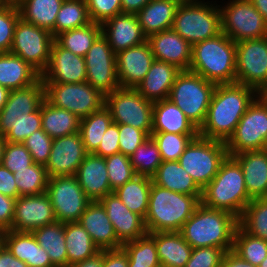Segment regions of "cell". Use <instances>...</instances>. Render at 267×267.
<instances>
[{"label":"cell","instance_id":"cell-1","mask_svg":"<svg viewBox=\"0 0 267 267\" xmlns=\"http://www.w3.org/2000/svg\"><path fill=\"white\" fill-rule=\"evenodd\" d=\"M259 95L255 88L239 83L216 85L199 135L226 143Z\"/></svg>","mask_w":267,"mask_h":267},{"label":"cell","instance_id":"cell-2","mask_svg":"<svg viewBox=\"0 0 267 267\" xmlns=\"http://www.w3.org/2000/svg\"><path fill=\"white\" fill-rule=\"evenodd\" d=\"M237 225L238 218L232 213L208 208L200 203L184 223L180 233L193 249L217 247L228 251L233 249Z\"/></svg>","mask_w":267,"mask_h":267},{"label":"cell","instance_id":"cell-3","mask_svg":"<svg viewBox=\"0 0 267 267\" xmlns=\"http://www.w3.org/2000/svg\"><path fill=\"white\" fill-rule=\"evenodd\" d=\"M189 70L216 85L236 83V43L223 32L195 43Z\"/></svg>","mask_w":267,"mask_h":267},{"label":"cell","instance_id":"cell-4","mask_svg":"<svg viewBox=\"0 0 267 267\" xmlns=\"http://www.w3.org/2000/svg\"><path fill=\"white\" fill-rule=\"evenodd\" d=\"M202 195H186L152 182L149 206L144 219L148 233L180 232L201 203Z\"/></svg>","mask_w":267,"mask_h":267},{"label":"cell","instance_id":"cell-5","mask_svg":"<svg viewBox=\"0 0 267 267\" xmlns=\"http://www.w3.org/2000/svg\"><path fill=\"white\" fill-rule=\"evenodd\" d=\"M251 200L241 166L228 156L216 176L202 190L201 203L208 208L228 211L239 218Z\"/></svg>","mask_w":267,"mask_h":267},{"label":"cell","instance_id":"cell-6","mask_svg":"<svg viewBox=\"0 0 267 267\" xmlns=\"http://www.w3.org/2000/svg\"><path fill=\"white\" fill-rule=\"evenodd\" d=\"M179 4L172 29L191 46L222 32L221 9L216 1Z\"/></svg>","mask_w":267,"mask_h":267},{"label":"cell","instance_id":"cell-7","mask_svg":"<svg viewBox=\"0 0 267 267\" xmlns=\"http://www.w3.org/2000/svg\"><path fill=\"white\" fill-rule=\"evenodd\" d=\"M216 84L190 70H182L170 90L168 99L200 129L205 122Z\"/></svg>","mask_w":267,"mask_h":267},{"label":"cell","instance_id":"cell-8","mask_svg":"<svg viewBox=\"0 0 267 267\" xmlns=\"http://www.w3.org/2000/svg\"><path fill=\"white\" fill-rule=\"evenodd\" d=\"M228 156L225 142L198 135L185 148L178 161L203 190Z\"/></svg>","mask_w":267,"mask_h":267},{"label":"cell","instance_id":"cell-9","mask_svg":"<svg viewBox=\"0 0 267 267\" xmlns=\"http://www.w3.org/2000/svg\"><path fill=\"white\" fill-rule=\"evenodd\" d=\"M113 122L143 130L149 137L153 128V102L135 88H118L105 96Z\"/></svg>","mask_w":267,"mask_h":267},{"label":"cell","instance_id":"cell-10","mask_svg":"<svg viewBox=\"0 0 267 267\" xmlns=\"http://www.w3.org/2000/svg\"><path fill=\"white\" fill-rule=\"evenodd\" d=\"M45 99L53 106L68 110L80 119L99 111L105 96L87 82L44 83Z\"/></svg>","mask_w":267,"mask_h":267},{"label":"cell","instance_id":"cell-11","mask_svg":"<svg viewBox=\"0 0 267 267\" xmlns=\"http://www.w3.org/2000/svg\"><path fill=\"white\" fill-rule=\"evenodd\" d=\"M223 5H219L222 32L232 41L267 37V22L250 0H228Z\"/></svg>","mask_w":267,"mask_h":267},{"label":"cell","instance_id":"cell-12","mask_svg":"<svg viewBox=\"0 0 267 267\" xmlns=\"http://www.w3.org/2000/svg\"><path fill=\"white\" fill-rule=\"evenodd\" d=\"M225 144L230 157L267 148V101L261 95L248 107Z\"/></svg>","mask_w":267,"mask_h":267},{"label":"cell","instance_id":"cell-13","mask_svg":"<svg viewBox=\"0 0 267 267\" xmlns=\"http://www.w3.org/2000/svg\"><path fill=\"white\" fill-rule=\"evenodd\" d=\"M53 41L48 30L20 18L15 26L10 53L21 57L42 74L48 66Z\"/></svg>","mask_w":267,"mask_h":267},{"label":"cell","instance_id":"cell-14","mask_svg":"<svg viewBox=\"0 0 267 267\" xmlns=\"http://www.w3.org/2000/svg\"><path fill=\"white\" fill-rule=\"evenodd\" d=\"M46 193L50 197L56 220L62 223L78 222L91 202L75 175L49 178Z\"/></svg>","mask_w":267,"mask_h":267},{"label":"cell","instance_id":"cell-15","mask_svg":"<svg viewBox=\"0 0 267 267\" xmlns=\"http://www.w3.org/2000/svg\"><path fill=\"white\" fill-rule=\"evenodd\" d=\"M236 83L259 93L267 87V37L236 43Z\"/></svg>","mask_w":267,"mask_h":267},{"label":"cell","instance_id":"cell-16","mask_svg":"<svg viewBox=\"0 0 267 267\" xmlns=\"http://www.w3.org/2000/svg\"><path fill=\"white\" fill-rule=\"evenodd\" d=\"M84 59L87 83L104 96L120 88L116 54L102 34L95 40Z\"/></svg>","mask_w":267,"mask_h":267},{"label":"cell","instance_id":"cell-17","mask_svg":"<svg viewBox=\"0 0 267 267\" xmlns=\"http://www.w3.org/2000/svg\"><path fill=\"white\" fill-rule=\"evenodd\" d=\"M87 154L80 132L54 138L50 157L45 165L49 178L76 175Z\"/></svg>","mask_w":267,"mask_h":267},{"label":"cell","instance_id":"cell-18","mask_svg":"<svg viewBox=\"0 0 267 267\" xmlns=\"http://www.w3.org/2000/svg\"><path fill=\"white\" fill-rule=\"evenodd\" d=\"M56 221L50 197L46 192L20 196L15 202L11 230L32 232Z\"/></svg>","mask_w":267,"mask_h":267},{"label":"cell","instance_id":"cell-19","mask_svg":"<svg viewBox=\"0 0 267 267\" xmlns=\"http://www.w3.org/2000/svg\"><path fill=\"white\" fill-rule=\"evenodd\" d=\"M86 78L84 57L64 49L54 40L48 66L41 74L44 83H80L86 82Z\"/></svg>","mask_w":267,"mask_h":267},{"label":"cell","instance_id":"cell-20","mask_svg":"<svg viewBox=\"0 0 267 267\" xmlns=\"http://www.w3.org/2000/svg\"><path fill=\"white\" fill-rule=\"evenodd\" d=\"M155 58L148 41L116 54L118 80L121 88H136L145 78Z\"/></svg>","mask_w":267,"mask_h":267},{"label":"cell","instance_id":"cell-21","mask_svg":"<svg viewBox=\"0 0 267 267\" xmlns=\"http://www.w3.org/2000/svg\"><path fill=\"white\" fill-rule=\"evenodd\" d=\"M100 202L113 225L117 239L122 244L148 233L144 218L130 211L114 192L107 194Z\"/></svg>","mask_w":267,"mask_h":267},{"label":"cell","instance_id":"cell-22","mask_svg":"<svg viewBox=\"0 0 267 267\" xmlns=\"http://www.w3.org/2000/svg\"><path fill=\"white\" fill-rule=\"evenodd\" d=\"M101 29L115 54L147 41L134 13H120L102 23Z\"/></svg>","mask_w":267,"mask_h":267},{"label":"cell","instance_id":"cell-23","mask_svg":"<svg viewBox=\"0 0 267 267\" xmlns=\"http://www.w3.org/2000/svg\"><path fill=\"white\" fill-rule=\"evenodd\" d=\"M155 59L189 70L192 46L172 28L147 38Z\"/></svg>","mask_w":267,"mask_h":267},{"label":"cell","instance_id":"cell-24","mask_svg":"<svg viewBox=\"0 0 267 267\" xmlns=\"http://www.w3.org/2000/svg\"><path fill=\"white\" fill-rule=\"evenodd\" d=\"M45 100V85L41 77L32 85L11 90L0 111V122H20L37 111Z\"/></svg>","mask_w":267,"mask_h":267},{"label":"cell","instance_id":"cell-25","mask_svg":"<svg viewBox=\"0 0 267 267\" xmlns=\"http://www.w3.org/2000/svg\"><path fill=\"white\" fill-rule=\"evenodd\" d=\"M78 222L101 251L122 247L123 244L117 239L113 225L100 201H91Z\"/></svg>","mask_w":267,"mask_h":267},{"label":"cell","instance_id":"cell-26","mask_svg":"<svg viewBox=\"0 0 267 267\" xmlns=\"http://www.w3.org/2000/svg\"><path fill=\"white\" fill-rule=\"evenodd\" d=\"M0 242L14 257L25 262L29 267H55L32 232L3 231L0 233Z\"/></svg>","mask_w":267,"mask_h":267},{"label":"cell","instance_id":"cell-27","mask_svg":"<svg viewBox=\"0 0 267 267\" xmlns=\"http://www.w3.org/2000/svg\"><path fill=\"white\" fill-rule=\"evenodd\" d=\"M75 176L91 201H100L107 194L113 193L109 184L105 158L101 156L88 153Z\"/></svg>","mask_w":267,"mask_h":267},{"label":"cell","instance_id":"cell-28","mask_svg":"<svg viewBox=\"0 0 267 267\" xmlns=\"http://www.w3.org/2000/svg\"><path fill=\"white\" fill-rule=\"evenodd\" d=\"M241 166L248 196L267 197V148L249 150L232 156Z\"/></svg>","mask_w":267,"mask_h":267},{"label":"cell","instance_id":"cell-29","mask_svg":"<svg viewBox=\"0 0 267 267\" xmlns=\"http://www.w3.org/2000/svg\"><path fill=\"white\" fill-rule=\"evenodd\" d=\"M177 66L155 59L136 90L151 102L168 99L170 90L181 72Z\"/></svg>","mask_w":267,"mask_h":267},{"label":"cell","instance_id":"cell-30","mask_svg":"<svg viewBox=\"0 0 267 267\" xmlns=\"http://www.w3.org/2000/svg\"><path fill=\"white\" fill-rule=\"evenodd\" d=\"M152 132L199 135V129L169 99L153 102Z\"/></svg>","mask_w":267,"mask_h":267},{"label":"cell","instance_id":"cell-31","mask_svg":"<svg viewBox=\"0 0 267 267\" xmlns=\"http://www.w3.org/2000/svg\"><path fill=\"white\" fill-rule=\"evenodd\" d=\"M41 74L21 57L10 52L0 53V85L17 90L34 84Z\"/></svg>","mask_w":267,"mask_h":267},{"label":"cell","instance_id":"cell-32","mask_svg":"<svg viewBox=\"0 0 267 267\" xmlns=\"http://www.w3.org/2000/svg\"><path fill=\"white\" fill-rule=\"evenodd\" d=\"M157 247L158 258L164 267H185L193 248L180 232L149 233Z\"/></svg>","mask_w":267,"mask_h":267},{"label":"cell","instance_id":"cell-33","mask_svg":"<svg viewBox=\"0 0 267 267\" xmlns=\"http://www.w3.org/2000/svg\"><path fill=\"white\" fill-rule=\"evenodd\" d=\"M179 3L175 0H150L136 15L144 35L171 29Z\"/></svg>","mask_w":267,"mask_h":267},{"label":"cell","instance_id":"cell-34","mask_svg":"<svg viewBox=\"0 0 267 267\" xmlns=\"http://www.w3.org/2000/svg\"><path fill=\"white\" fill-rule=\"evenodd\" d=\"M152 182L162 188L186 195H202V189L180 165L179 161H163Z\"/></svg>","mask_w":267,"mask_h":267},{"label":"cell","instance_id":"cell-35","mask_svg":"<svg viewBox=\"0 0 267 267\" xmlns=\"http://www.w3.org/2000/svg\"><path fill=\"white\" fill-rule=\"evenodd\" d=\"M64 0H22L18 5L20 18L48 30L55 38V22Z\"/></svg>","mask_w":267,"mask_h":267},{"label":"cell","instance_id":"cell-36","mask_svg":"<svg viewBox=\"0 0 267 267\" xmlns=\"http://www.w3.org/2000/svg\"><path fill=\"white\" fill-rule=\"evenodd\" d=\"M42 130L52 139L79 132L81 119L65 109L50 104L46 99L41 104Z\"/></svg>","mask_w":267,"mask_h":267},{"label":"cell","instance_id":"cell-37","mask_svg":"<svg viewBox=\"0 0 267 267\" xmlns=\"http://www.w3.org/2000/svg\"><path fill=\"white\" fill-rule=\"evenodd\" d=\"M38 244L48 253L55 267H68L65 223L54 222L32 231Z\"/></svg>","mask_w":267,"mask_h":267},{"label":"cell","instance_id":"cell-38","mask_svg":"<svg viewBox=\"0 0 267 267\" xmlns=\"http://www.w3.org/2000/svg\"><path fill=\"white\" fill-rule=\"evenodd\" d=\"M151 185V177L136 175L113 192L130 211L145 219L149 206Z\"/></svg>","mask_w":267,"mask_h":267},{"label":"cell","instance_id":"cell-39","mask_svg":"<svg viewBox=\"0 0 267 267\" xmlns=\"http://www.w3.org/2000/svg\"><path fill=\"white\" fill-rule=\"evenodd\" d=\"M65 242L68 266L93 257L101 251L79 222L65 223Z\"/></svg>","mask_w":267,"mask_h":267},{"label":"cell","instance_id":"cell-40","mask_svg":"<svg viewBox=\"0 0 267 267\" xmlns=\"http://www.w3.org/2000/svg\"><path fill=\"white\" fill-rule=\"evenodd\" d=\"M101 34V24L91 22L86 26L61 32L54 40L64 49L84 57Z\"/></svg>","mask_w":267,"mask_h":267},{"label":"cell","instance_id":"cell-41","mask_svg":"<svg viewBox=\"0 0 267 267\" xmlns=\"http://www.w3.org/2000/svg\"><path fill=\"white\" fill-rule=\"evenodd\" d=\"M112 122L111 113L105 106L81 119L79 132L87 153L97 150L102 136Z\"/></svg>","mask_w":267,"mask_h":267},{"label":"cell","instance_id":"cell-42","mask_svg":"<svg viewBox=\"0 0 267 267\" xmlns=\"http://www.w3.org/2000/svg\"><path fill=\"white\" fill-rule=\"evenodd\" d=\"M122 248L128 255V267H159L161 266L155 239L149 234L126 242Z\"/></svg>","mask_w":267,"mask_h":267},{"label":"cell","instance_id":"cell-43","mask_svg":"<svg viewBox=\"0 0 267 267\" xmlns=\"http://www.w3.org/2000/svg\"><path fill=\"white\" fill-rule=\"evenodd\" d=\"M238 225L245 232L267 241V197L252 199L238 218Z\"/></svg>","mask_w":267,"mask_h":267},{"label":"cell","instance_id":"cell-44","mask_svg":"<svg viewBox=\"0 0 267 267\" xmlns=\"http://www.w3.org/2000/svg\"><path fill=\"white\" fill-rule=\"evenodd\" d=\"M85 0H64L55 22V37L61 32L91 23Z\"/></svg>","mask_w":267,"mask_h":267},{"label":"cell","instance_id":"cell-45","mask_svg":"<svg viewBox=\"0 0 267 267\" xmlns=\"http://www.w3.org/2000/svg\"><path fill=\"white\" fill-rule=\"evenodd\" d=\"M233 250L245 261L258 267L267 256V241L245 232L237 225L234 232Z\"/></svg>","mask_w":267,"mask_h":267},{"label":"cell","instance_id":"cell-46","mask_svg":"<svg viewBox=\"0 0 267 267\" xmlns=\"http://www.w3.org/2000/svg\"><path fill=\"white\" fill-rule=\"evenodd\" d=\"M20 196L43 194L47 190L49 176L45 166L35 162L26 169L14 172Z\"/></svg>","mask_w":267,"mask_h":267},{"label":"cell","instance_id":"cell-47","mask_svg":"<svg viewBox=\"0 0 267 267\" xmlns=\"http://www.w3.org/2000/svg\"><path fill=\"white\" fill-rule=\"evenodd\" d=\"M130 161L136 175L152 177L161 165L162 158L159 148L150 136L130 156Z\"/></svg>","mask_w":267,"mask_h":267},{"label":"cell","instance_id":"cell-48","mask_svg":"<svg viewBox=\"0 0 267 267\" xmlns=\"http://www.w3.org/2000/svg\"><path fill=\"white\" fill-rule=\"evenodd\" d=\"M39 129H42L41 107L20 122H0V135L9 143H23Z\"/></svg>","mask_w":267,"mask_h":267},{"label":"cell","instance_id":"cell-49","mask_svg":"<svg viewBox=\"0 0 267 267\" xmlns=\"http://www.w3.org/2000/svg\"><path fill=\"white\" fill-rule=\"evenodd\" d=\"M198 135L175 134L168 132H152L162 161H177L189 143Z\"/></svg>","mask_w":267,"mask_h":267},{"label":"cell","instance_id":"cell-50","mask_svg":"<svg viewBox=\"0 0 267 267\" xmlns=\"http://www.w3.org/2000/svg\"><path fill=\"white\" fill-rule=\"evenodd\" d=\"M109 184L112 191L131 180L136 173L130 161V157L119 152L105 158Z\"/></svg>","mask_w":267,"mask_h":267},{"label":"cell","instance_id":"cell-51","mask_svg":"<svg viewBox=\"0 0 267 267\" xmlns=\"http://www.w3.org/2000/svg\"><path fill=\"white\" fill-rule=\"evenodd\" d=\"M19 19L20 13L16 5L0 4V53L10 52Z\"/></svg>","mask_w":267,"mask_h":267},{"label":"cell","instance_id":"cell-52","mask_svg":"<svg viewBox=\"0 0 267 267\" xmlns=\"http://www.w3.org/2000/svg\"><path fill=\"white\" fill-rule=\"evenodd\" d=\"M53 139L42 129L36 130L23 142L36 164L45 166L49 160Z\"/></svg>","mask_w":267,"mask_h":267},{"label":"cell","instance_id":"cell-53","mask_svg":"<svg viewBox=\"0 0 267 267\" xmlns=\"http://www.w3.org/2000/svg\"><path fill=\"white\" fill-rule=\"evenodd\" d=\"M34 163L31 154L23 143L6 142L2 165L12 173L26 169Z\"/></svg>","mask_w":267,"mask_h":267},{"label":"cell","instance_id":"cell-54","mask_svg":"<svg viewBox=\"0 0 267 267\" xmlns=\"http://www.w3.org/2000/svg\"><path fill=\"white\" fill-rule=\"evenodd\" d=\"M92 22L102 24L122 13V0H85Z\"/></svg>","mask_w":267,"mask_h":267},{"label":"cell","instance_id":"cell-55","mask_svg":"<svg viewBox=\"0 0 267 267\" xmlns=\"http://www.w3.org/2000/svg\"><path fill=\"white\" fill-rule=\"evenodd\" d=\"M224 253L217 247L194 248L185 267H220Z\"/></svg>","mask_w":267,"mask_h":267},{"label":"cell","instance_id":"cell-56","mask_svg":"<svg viewBox=\"0 0 267 267\" xmlns=\"http://www.w3.org/2000/svg\"><path fill=\"white\" fill-rule=\"evenodd\" d=\"M149 136L140 129L134 128L131 125L119 124V147L120 152L130 157L135 150Z\"/></svg>","mask_w":267,"mask_h":267},{"label":"cell","instance_id":"cell-57","mask_svg":"<svg viewBox=\"0 0 267 267\" xmlns=\"http://www.w3.org/2000/svg\"><path fill=\"white\" fill-rule=\"evenodd\" d=\"M119 152V124L112 122L102 136L101 142L93 154L106 158Z\"/></svg>","mask_w":267,"mask_h":267},{"label":"cell","instance_id":"cell-58","mask_svg":"<svg viewBox=\"0 0 267 267\" xmlns=\"http://www.w3.org/2000/svg\"><path fill=\"white\" fill-rule=\"evenodd\" d=\"M16 199L0 193V233L11 230Z\"/></svg>","mask_w":267,"mask_h":267},{"label":"cell","instance_id":"cell-59","mask_svg":"<svg viewBox=\"0 0 267 267\" xmlns=\"http://www.w3.org/2000/svg\"><path fill=\"white\" fill-rule=\"evenodd\" d=\"M14 174L2 164L0 165V193L17 199L20 197L18 187L15 183Z\"/></svg>","mask_w":267,"mask_h":267},{"label":"cell","instance_id":"cell-60","mask_svg":"<svg viewBox=\"0 0 267 267\" xmlns=\"http://www.w3.org/2000/svg\"><path fill=\"white\" fill-rule=\"evenodd\" d=\"M103 267H128V255L121 247L103 250Z\"/></svg>","mask_w":267,"mask_h":267},{"label":"cell","instance_id":"cell-61","mask_svg":"<svg viewBox=\"0 0 267 267\" xmlns=\"http://www.w3.org/2000/svg\"><path fill=\"white\" fill-rule=\"evenodd\" d=\"M220 267H257L245 261L233 249L225 251Z\"/></svg>","mask_w":267,"mask_h":267},{"label":"cell","instance_id":"cell-62","mask_svg":"<svg viewBox=\"0 0 267 267\" xmlns=\"http://www.w3.org/2000/svg\"><path fill=\"white\" fill-rule=\"evenodd\" d=\"M0 267H29L25 262L17 259L0 242Z\"/></svg>","mask_w":267,"mask_h":267},{"label":"cell","instance_id":"cell-63","mask_svg":"<svg viewBox=\"0 0 267 267\" xmlns=\"http://www.w3.org/2000/svg\"><path fill=\"white\" fill-rule=\"evenodd\" d=\"M150 0H122V13L137 14Z\"/></svg>","mask_w":267,"mask_h":267},{"label":"cell","instance_id":"cell-64","mask_svg":"<svg viewBox=\"0 0 267 267\" xmlns=\"http://www.w3.org/2000/svg\"><path fill=\"white\" fill-rule=\"evenodd\" d=\"M70 267H103V250L98 252L93 257L73 264Z\"/></svg>","mask_w":267,"mask_h":267},{"label":"cell","instance_id":"cell-65","mask_svg":"<svg viewBox=\"0 0 267 267\" xmlns=\"http://www.w3.org/2000/svg\"><path fill=\"white\" fill-rule=\"evenodd\" d=\"M250 2L267 22V0H250Z\"/></svg>","mask_w":267,"mask_h":267},{"label":"cell","instance_id":"cell-66","mask_svg":"<svg viewBox=\"0 0 267 267\" xmlns=\"http://www.w3.org/2000/svg\"><path fill=\"white\" fill-rule=\"evenodd\" d=\"M10 90L0 85V111L8 100Z\"/></svg>","mask_w":267,"mask_h":267},{"label":"cell","instance_id":"cell-67","mask_svg":"<svg viewBox=\"0 0 267 267\" xmlns=\"http://www.w3.org/2000/svg\"><path fill=\"white\" fill-rule=\"evenodd\" d=\"M5 146H6V140L3 136L0 135V165L2 164Z\"/></svg>","mask_w":267,"mask_h":267},{"label":"cell","instance_id":"cell-68","mask_svg":"<svg viewBox=\"0 0 267 267\" xmlns=\"http://www.w3.org/2000/svg\"><path fill=\"white\" fill-rule=\"evenodd\" d=\"M22 0H0V4L18 5Z\"/></svg>","mask_w":267,"mask_h":267},{"label":"cell","instance_id":"cell-69","mask_svg":"<svg viewBox=\"0 0 267 267\" xmlns=\"http://www.w3.org/2000/svg\"><path fill=\"white\" fill-rule=\"evenodd\" d=\"M175 1H177L179 4H185V3H196L203 0H175Z\"/></svg>","mask_w":267,"mask_h":267},{"label":"cell","instance_id":"cell-70","mask_svg":"<svg viewBox=\"0 0 267 267\" xmlns=\"http://www.w3.org/2000/svg\"><path fill=\"white\" fill-rule=\"evenodd\" d=\"M260 95L267 101V87L260 93Z\"/></svg>","mask_w":267,"mask_h":267},{"label":"cell","instance_id":"cell-71","mask_svg":"<svg viewBox=\"0 0 267 267\" xmlns=\"http://www.w3.org/2000/svg\"><path fill=\"white\" fill-rule=\"evenodd\" d=\"M258 267H267V256L266 258L260 263Z\"/></svg>","mask_w":267,"mask_h":267}]
</instances>
